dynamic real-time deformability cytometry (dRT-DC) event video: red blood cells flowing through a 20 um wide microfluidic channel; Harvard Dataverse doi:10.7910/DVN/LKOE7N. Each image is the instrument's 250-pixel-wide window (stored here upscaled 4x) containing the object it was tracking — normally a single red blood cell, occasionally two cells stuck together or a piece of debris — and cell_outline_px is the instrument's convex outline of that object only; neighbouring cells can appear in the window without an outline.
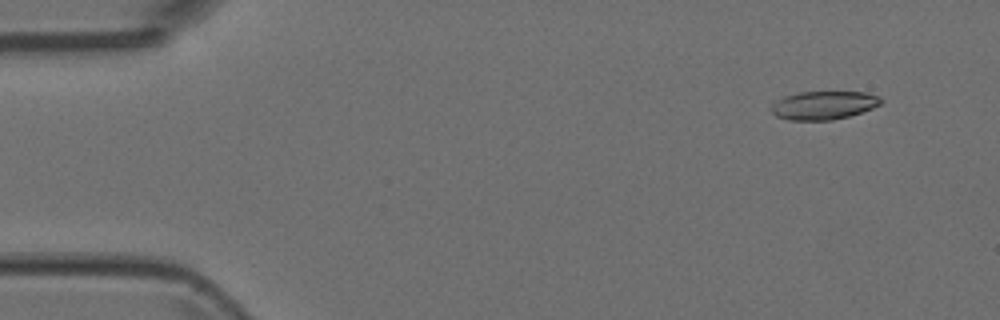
{"species": "Egyptian fruit bat (a non-hibernating species)", "species_latin": "Rousettus aegyptiacus", "temperature_condition": "room temperature", "stored_images_in_passage": 10, "camera_frame_rate_fps": 3000, "um_per_image_px": 0.085, "animal": {"sex": "female"}, "frame": {"image": 1, "passage_image": 1, "time_ms": 0.0, "image_size_px": [1000, 320], "cell_outline_px": [[884, 100], [880, 104], [872, 108], [848, 116], [832, 120], [788, 120], [776, 116], [772, 112], [772, 100], [784, 96], [800, 92], [868, 92], [880, 96]], "centroid_in_image_um": [70.0, 8.94], "position_along_channel_um": 15.0, "area_um2": 18.26}}
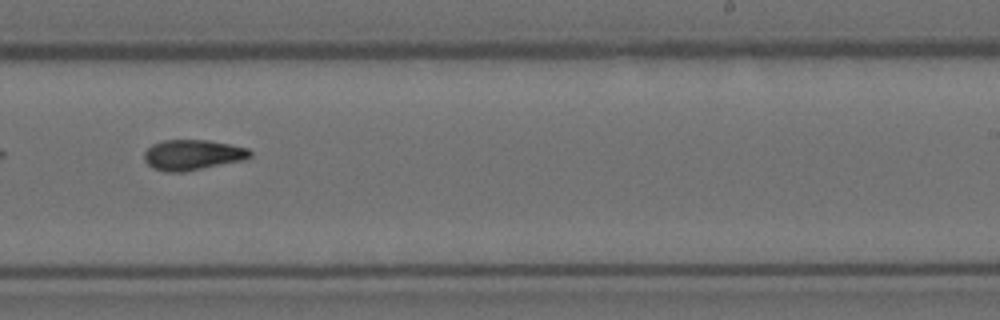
{"frame": {"image": 2, "passage_image": 9, "time_ms": 2.667, "image_size_px": [1000, 320], "cell_outline_px": [[252, 156], [244, 160], [184, 172], [164, 172], [152, 168], [144, 160], [144, 152], [152, 144], [164, 140], [208, 140], [248, 148], [252, 152]], "centroid_in_image_um": [16.36, 13.17], "position_along_channel_um": 272.6, "area_um2": 18.84}}
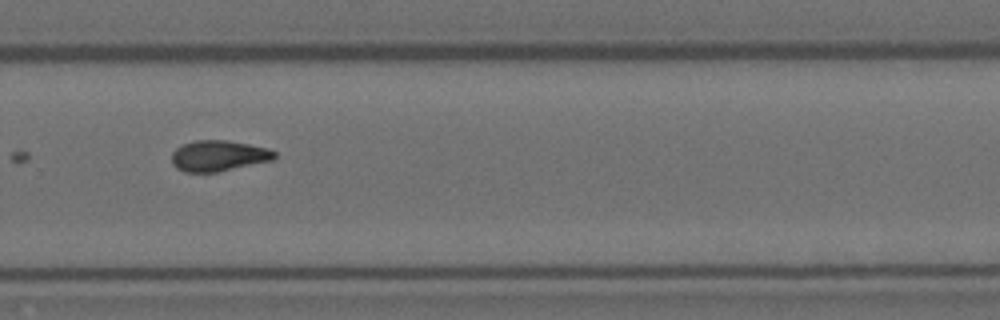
{"frame": {"image": 3, "passage_image": 10, "time_ms": 3.0, "image_size_px": [1000, 320], "cell_outline_px": [[276, 156], [272, 160], [216, 172], [184, 172], [176, 168], [172, 164], [172, 152], [176, 148], [184, 144], [196, 140], [224, 140], [248, 144], [268, 148], [276, 152]], "centroid_in_image_um": [18.55, 13.24], "position_along_channel_um": 311.2, "area_um2": 18.32}}